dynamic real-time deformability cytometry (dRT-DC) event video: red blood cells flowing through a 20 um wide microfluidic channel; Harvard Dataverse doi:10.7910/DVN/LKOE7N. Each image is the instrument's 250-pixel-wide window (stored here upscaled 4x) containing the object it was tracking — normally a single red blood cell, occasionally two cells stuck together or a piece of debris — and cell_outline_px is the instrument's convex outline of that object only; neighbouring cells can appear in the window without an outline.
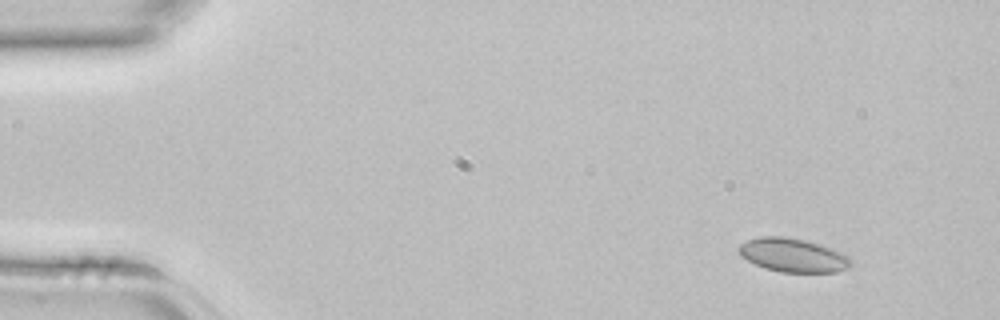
{"species": "common noctule bat (a hibernating species)", "species_latin": "Nyctalus noctula", "temperature_condition": "room temperature", "stored_images_in_passage": 4, "segment_of_instrument_passage": [1, 2], "camera_frame_rate_fps": 3000, "um_per_image_px": 0.085, "animal": {"sex": "female", "body_mass_g": 22.7, "forearm_length_mm": 54.2}, "frame": {"image": 1, "passage_image": 2, "time_ms": 0.333, "image_size_px": [1000, 320], "cell_outline_px": [[852, 264], [848, 268], [836, 272], [780, 272], [764, 268], [740, 256], [736, 248], [740, 244], [748, 240], [760, 236], [784, 236], [804, 240], [820, 244], [840, 252], [848, 256], [852, 260]], "centroid_in_image_um": [67.38, 21.69], "position_along_channel_um": 17.6, "area_um2": 22.08}}